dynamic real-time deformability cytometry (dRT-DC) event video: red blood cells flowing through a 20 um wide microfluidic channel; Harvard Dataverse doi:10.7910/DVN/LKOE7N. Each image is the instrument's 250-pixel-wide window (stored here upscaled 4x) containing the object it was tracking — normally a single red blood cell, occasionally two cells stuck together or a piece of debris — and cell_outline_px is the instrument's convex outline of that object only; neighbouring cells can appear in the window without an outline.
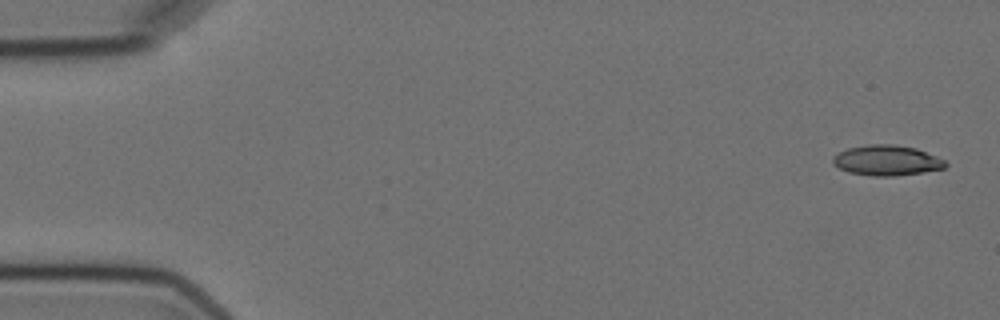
{"species": "Egyptian fruit bat (a non-hibernating species)", "species_latin": "Rousettus aegyptiacus", "temperature_condition": "cold", "stored_images_in_passage": 4, "camera_frame_rate_fps": 3000, "um_per_image_px": 0.085, "animal": {"sex": "female"}, "frame": {"image": 1, "passage_image": 1, "time_ms": 0.0, "image_size_px": [1000, 320], "cell_outline_px": [[948, 164], [944, 168], [924, 172], [892, 176], [872, 176], [848, 172], [832, 164], [832, 156], [848, 148], [868, 144], [892, 144], [916, 148], [936, 156], [944, 160]], "centroid_in_image_um": [75.36, 13.63], "position_along_channel_um": 9.6, "area_um2": 19.88}}
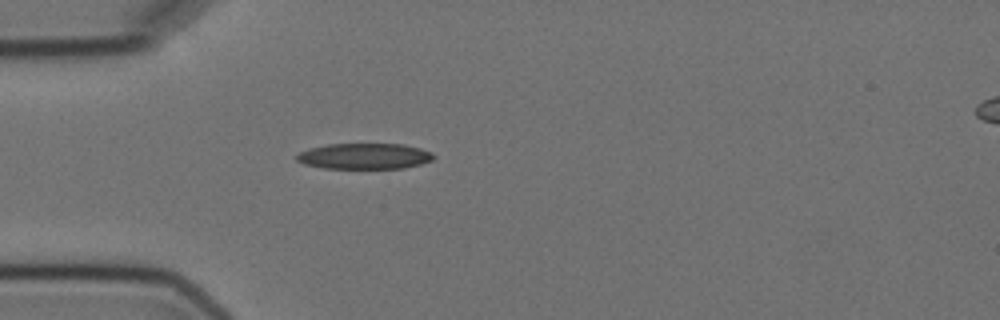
{"frame": {"image": 2, "passage_image": 4, "time_ms": 4.667, "image_size_px": [1000, 320], "cell_outline_px": [[436, 156], [432, 160], [420, 164], [404, 168], [324, 168], [304, 164], [296, 160], [296, 156], [300, 152], [308, 148], [328, 144], [404, 144], [420, 148], [432, 152]], "centroid_in_image_um": [30.99, 13.27], "position_along_channel_um": 54.0, "area_um2": 20.63}}